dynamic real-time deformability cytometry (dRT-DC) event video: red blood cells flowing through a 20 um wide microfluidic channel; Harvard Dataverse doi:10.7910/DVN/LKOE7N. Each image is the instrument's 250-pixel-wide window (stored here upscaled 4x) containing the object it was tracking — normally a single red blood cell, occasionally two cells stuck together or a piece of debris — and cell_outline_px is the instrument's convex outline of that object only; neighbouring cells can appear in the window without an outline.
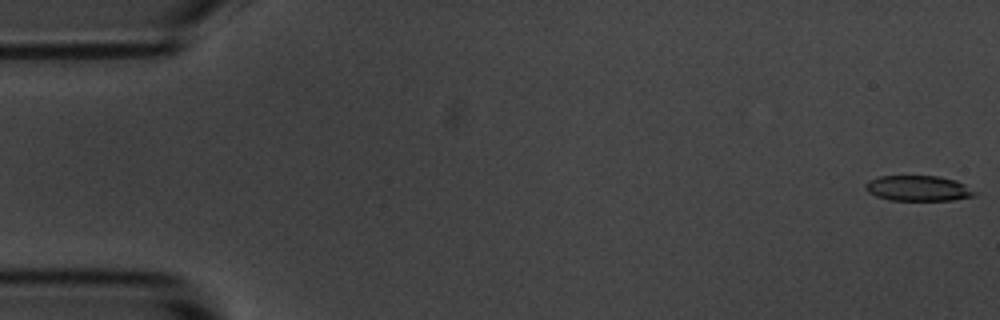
{"species": "common noctule bat (a hibernating species)", "species_latin": "Nyctalus noctula", "temperature_condition": "room temperature", "stored_images_in_passage": 13, "camera_frame_rate_fps": 3000, "um_per_image_px": 0.085, "animal": {"sex": "male", "body_mass_g": 20.1, "forearm_length_mm": 53.5}, "frame": {"image": 1, "passage_image": 1, "time_ms": 0.0, "image_size_px": [1000, 320], "cell_outline_px": [[976, 196], [952, 200], [888, 200], [876, 196], [868, 192], [864, 188], [864, 184], [868, 180], [880, 176], [940, 176], [956, 180], [964, 184], [976, 192]], "centroid_in_image_um": [78.03, 16.0], "position_along_channel_um": 7.0, "area_um2": 16.3}}